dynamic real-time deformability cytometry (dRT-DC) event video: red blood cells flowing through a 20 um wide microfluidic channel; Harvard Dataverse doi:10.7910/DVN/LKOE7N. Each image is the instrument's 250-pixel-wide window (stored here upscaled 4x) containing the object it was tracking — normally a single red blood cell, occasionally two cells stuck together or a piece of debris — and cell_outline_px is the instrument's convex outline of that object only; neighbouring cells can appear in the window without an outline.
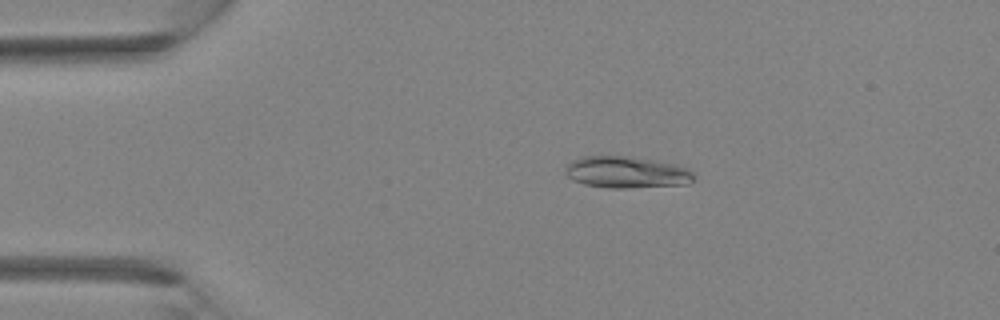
{"species": "Egyptian fruit bat (a non-hibernating species)", "species_latin": "Rousettus aegyptiacus", "temperature_condition": "room temperature", "stored_images_in_passage": 3, "camera_frame_rate_fps": 3000, "um_per_image_px": 0.085, "animal": {"sex": "female"}, "frame": {"image": 1, "passage_image": 2, "time_ms": 1.333, "image_size_px": [1000, 320], "cell_outline_px": [[696, 176], [688, 184], [628, 188], [604, 188], [584, 184], [572, 180], [568, 176], [564, 168], [572, 160], [580, 156], [628, 156], [680, 164], [688, 168]], "centroid_in_image_um": [53.27, 14.64], "position_along_channel_um": 31.7, "area_um2": 24.04}}